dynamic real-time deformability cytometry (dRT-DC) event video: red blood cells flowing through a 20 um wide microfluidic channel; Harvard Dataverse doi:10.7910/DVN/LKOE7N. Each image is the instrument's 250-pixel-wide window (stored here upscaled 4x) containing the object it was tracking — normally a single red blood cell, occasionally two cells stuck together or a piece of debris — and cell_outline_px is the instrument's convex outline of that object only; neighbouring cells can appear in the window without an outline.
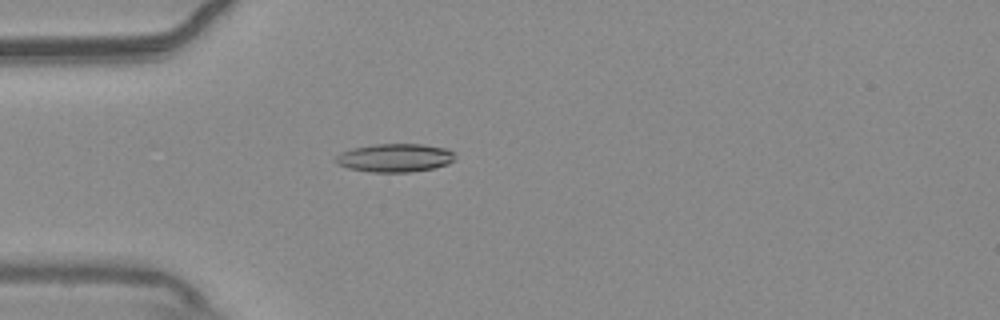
{"species": "common noctule bat (a hibernating species)", "species_latin": "Nyctalus noctula", "temperature_condition": "warm", "stored_images_in_passage": 55, "camera_frame_rate_fps": 3000, "um_per_image_px": 0.085, "animal": {"sex": "male", "body_mass_g": 20.4}, "frame": {"image": 1, "passage_image": 16, "time_ms": 5.0, "image_size_px": [1000, 320], "cell_outline_px": [[456, 156], [448, 164], [432, 168], [412, 172], [372, 172], [348, 168], [336, 164], [336, 156], [340, 152], [352, 148], [376, 144], [424, 144], [444, 148], [452, 152]], "centroid_in_image_um": [33.54, 13.41], "position_along_channel_um": 51.5, "area_um2": 19.65}}
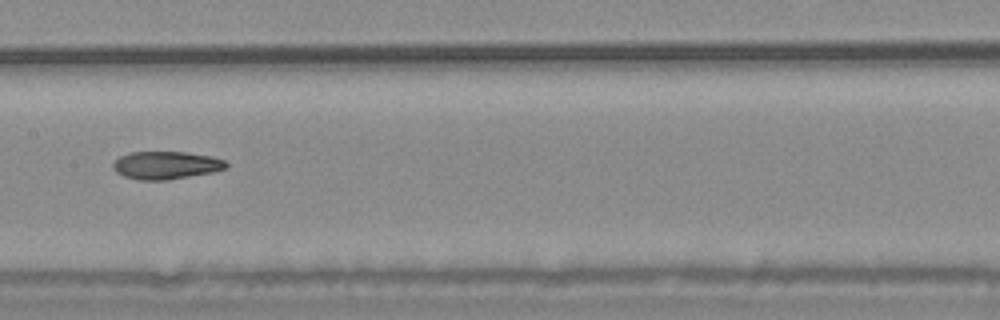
{"frame": {"image": 2, "passage_image": 28, "time_ms": 9.0, "image_size_px": [1000, 320], "cell_outline_px": [[228, 168], [212, 172], [168, 180], [136, 180], [124, 176], [116, 172], [112, 168], [112, 164], [120, 156], [132, 152], [184, 152], [212, 156], [224, 160], [228, 164]], "centroid_in_image_um": [14.11, 14.05], "position_along_channel_um": 193.3, "area_um2": 18.38}}
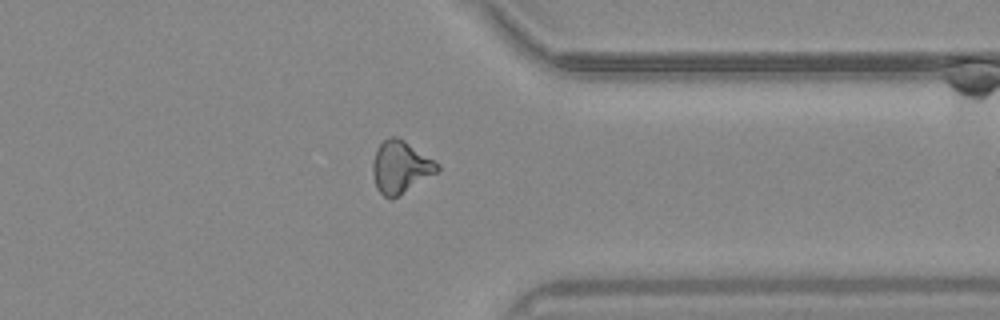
{"frame": {"image": 3, "passage_image": 43, "time_ms": 14.0, "image_size_px": [1000, 320], "cell_outline_px": [[440, 172], [392, 200], [384, 196], [376, 188], [372, 172], [372, 164], [376, 148], [388, 136], [396, 136], [404, 140], [440, 164]], "centroid_in_image_um": [34.06, 14.22], "position_along_channel_um": 377.3, "area_um2": 20.06}, "authors_computed_cell_mechanics": {"area_um2": 18.7272, "velocity_mm_per_s": 3.7794, "shape_relaxation_time_tau1_ms": null, "shape_relaxation_time_tau2_ms": 3.0697, "deformation_change_tau1": null, "deformation_change_tau2": 0.1124}}